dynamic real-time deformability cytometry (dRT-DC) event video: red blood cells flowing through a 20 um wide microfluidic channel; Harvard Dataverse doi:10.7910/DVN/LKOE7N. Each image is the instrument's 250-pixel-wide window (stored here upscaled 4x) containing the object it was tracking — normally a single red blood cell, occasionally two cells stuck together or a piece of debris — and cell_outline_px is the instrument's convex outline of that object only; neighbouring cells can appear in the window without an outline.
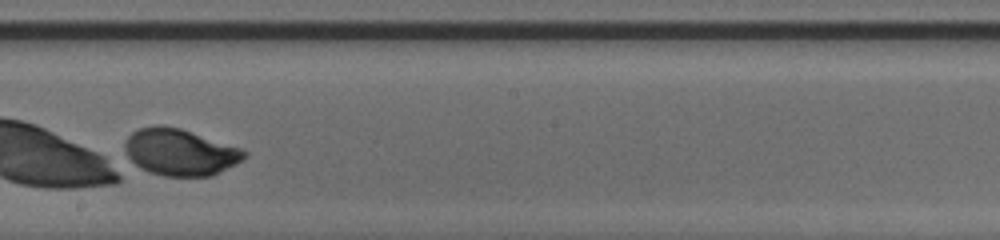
{"species": "human", "species_latin": "Homo sapiens", "temperature_condition": "cold", "stored_images_in_passage": 29, "camera_frame_rate_fps": 3000, "um_per_image_px": 0.085, "donor": {"sex": "male"}, "frame": {"image": 1, "passage_image": 18, "time_ms": 5.667, "image_size_px": [1000, 240], "cell_outline_px": [[248, 156], [236, 164], [212, 176], [164, 176], [148, 172], [132, 164], [124, 152], [124, 144], [128, 136], [132, 132], [140, 128], [156, 124], [164, 124], [180, 128], [244, 148], [248, 152]], "centroid_in_image_um": [15.3, 12.92], "position_along_channel_um": 232.9, "area_um2": 33.18}}